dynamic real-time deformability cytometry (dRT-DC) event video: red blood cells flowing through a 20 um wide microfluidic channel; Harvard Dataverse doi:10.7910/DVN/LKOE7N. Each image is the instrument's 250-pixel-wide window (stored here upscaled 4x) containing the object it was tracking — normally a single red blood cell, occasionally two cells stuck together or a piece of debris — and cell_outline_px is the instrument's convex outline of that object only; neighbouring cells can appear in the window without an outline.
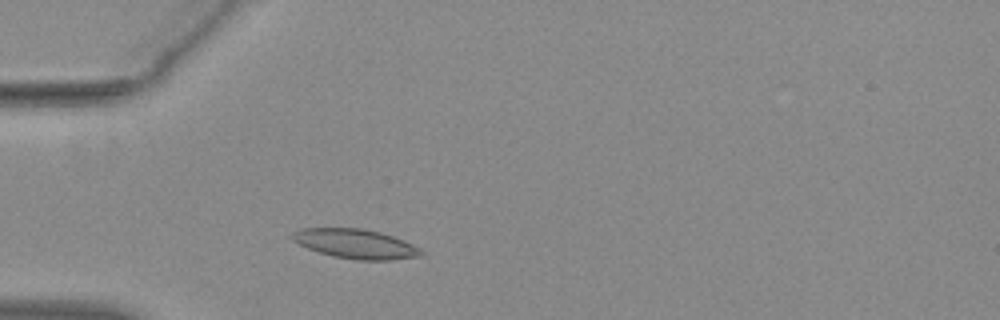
{"species": "common noctule bat (a hibernating species)", "species_latin": "Nyctalus noctula", "temperature_condition": "warm", "stored_images_in_passage": 44, "camera_frame_rate_fps": 3000, "um_per_image_px": 0.085, "animal": {"sex": "female", "body_mass_g": 29.2, "forearm_length_mm": 56.3}, "frame": {"image": 1, "passage_image": 7, "time_ms": 2.0, "image_size_px": [1000, 320], "cell_outline_px": [[424, 256], [392, 260], [356, 260], [332, 256], [308, 248], [292, 240], [292, 232], [300, 228], [364, 228], [380, 232], [404, 240], [420, 248], [424, 252]], "centroid_in_image_um": [30.26, 20.73], "position_along_channel_um": 54.7, "area_um2": 22.25}}
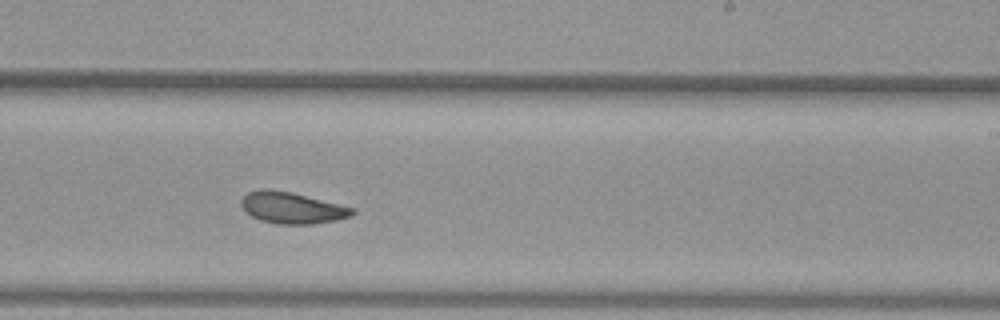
{"frame": {"image": 2, "passage_image": 24, "time_ms": 7.667, "image_size_px": [1000, 320], "cell_outline_px": [[356, 212], [352, 216], [336, 220], [312, 224], [280, 224], [260, 220], [244, 212], [240, 204], [240, 200], [248, 192], [264, 188], [292, 192], [356, 208]], "centroid_in_image_um": [24.82, 17.66], "position_along_channel_um": 264.2, "area_um2": 20.52}}
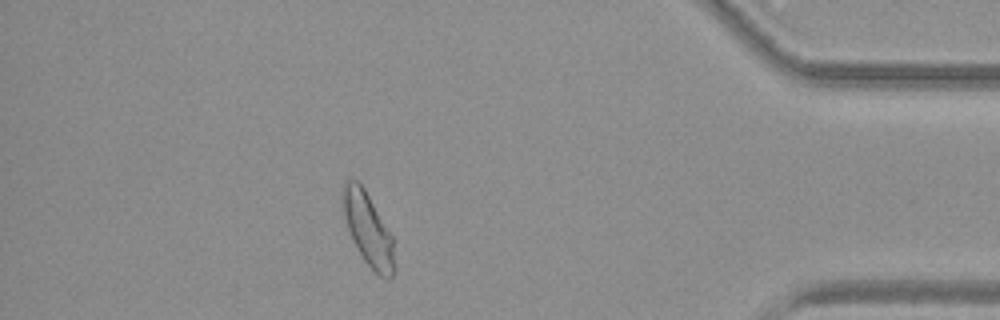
{"frame": {"image": 3, "passage_image": 38, "time_ms": 12.333, "image_size_px": [1000, 320], "cell_outline_px": [[396, 268], [392, 276], [388, 280], [384, 280], [364, 260], [348, 228], [340, 204], [340, 192], [344, 184], [348, 180], [356, 180], [364, 188], [392, 236]], "centroid_in_image_um": [31.28, 19.49], "position_along_channel_um": 403.9, "area_um2": 21.79}, "authors_computed_cell_mechanics": {"area_um2": 21.1259, "velocity_mm_per_s": 3.8811, "shape_relaxation_time_tau1_ms": 7.3711, "shape_relaxation_time_tau2_ms": 6.3028, "deformation_change_tau1": 0.1605, "deformation_change_tau2": 0.1066}}